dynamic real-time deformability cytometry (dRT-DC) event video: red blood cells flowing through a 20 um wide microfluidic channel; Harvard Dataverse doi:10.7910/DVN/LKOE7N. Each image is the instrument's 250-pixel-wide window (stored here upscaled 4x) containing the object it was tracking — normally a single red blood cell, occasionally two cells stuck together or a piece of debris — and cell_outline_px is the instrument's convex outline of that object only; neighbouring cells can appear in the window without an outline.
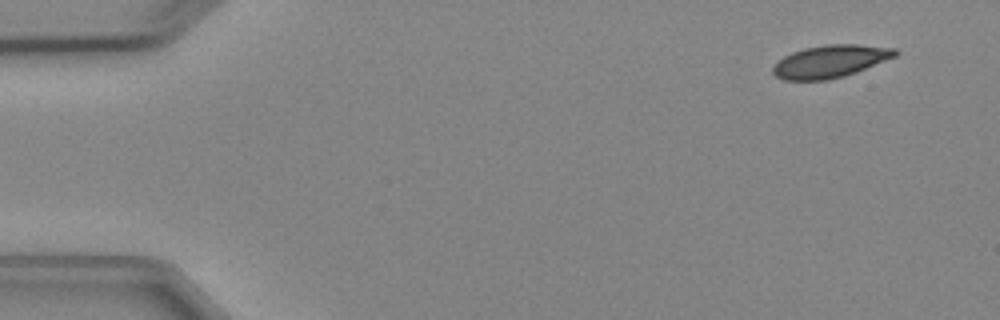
{"species": "Egyptian fruit bat (a non-hibernating species)", "species_latin": "Rousettus aegyptiacus", "temperature_condition": "cold", "stored_images_in_passage": 5, "segment_of_instrument_passage": [2, 2], "camera_frame_rate_fps": 3000, "um_per_image_px": 0.085, "animal": {"sex": "female"}, "frame": {"image": 1, "passage_image": 5, "time_ms": 5.333, "image_size_px": [1000, 320], "cell_outline_px": [[900, 52], [896, 56], [856, 72], [844, 76], [828, 80], [784, 80], [776, 76], [772, 72], [772, 68], [784, 56], [792, 52], [804, 48], [824, 44], [860, 44], [896, 48]], "centroid_in_image_um": [70.6, 5.2], "position_along_channel_um": 14.4, "area_um2": 23.24}}